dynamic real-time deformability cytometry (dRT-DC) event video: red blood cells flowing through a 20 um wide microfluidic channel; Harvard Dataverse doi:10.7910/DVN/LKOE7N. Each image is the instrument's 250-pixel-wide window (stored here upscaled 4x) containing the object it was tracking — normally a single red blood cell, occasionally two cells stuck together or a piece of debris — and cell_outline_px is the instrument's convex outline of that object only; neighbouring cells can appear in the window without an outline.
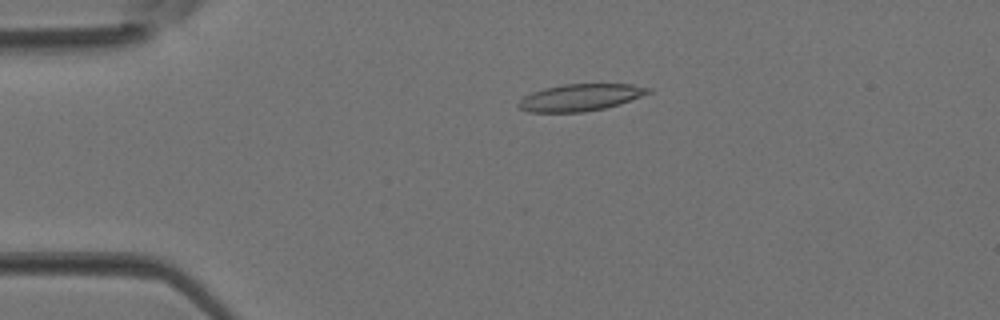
{"species": "Egyptian fruit bat (a non-hibernating species)", "species_latin": "Rousettus aegyptiacus", "temperature_condition": "room temperature", "stored_images_in_passage": 5, "camera_frame_rate_fps": 3000, "um_per_image_px": 0.085, "animal": {"sex": "female"}, "frame": {"image": 1, "passage_image": 3, "time_ms": 0.667, "image_size_px": [1000, 320], "cell_outline_px": [[652, 92], [620, 104], [604, 108], [584, 112], [528, 112], [520, 108], [516, 104], [524, 96], [532, 92], [544, 88], [564, 84], [632, 84], [652, 88]], "centroid_in_image_um": [49.34, 8.28], "position_along_channel_um": 35.7, "area_um2": 20.4}}
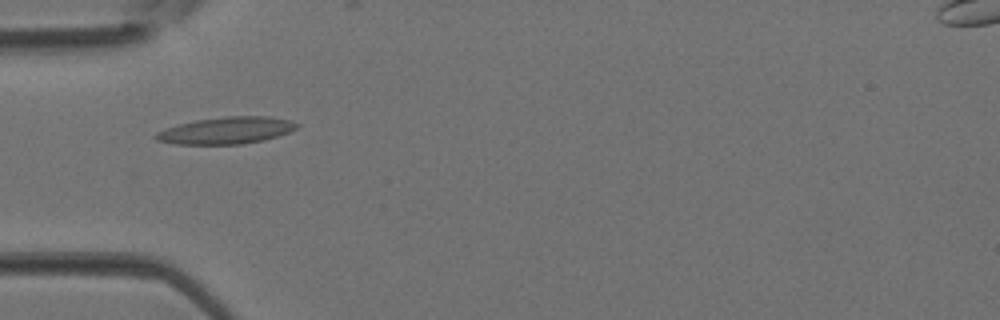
{"frame": {"image": 2, "passage_image": 4, "time_ms": 1.0, "image_size_px": [1000, 320], "cell_outline_px": [[300, 124], [296, 128], [288, 132], [264, 140], [240, 144], [176, 144], [156, 140], [152, 136], [156, 132], [164, 128], [196, 120], [228, 116], [272, 116], [288, 120]], "centroid_in_image_um": [19.2, 11.08], "position_along_channel_um": 65.8, "area_um2": 22.02}}
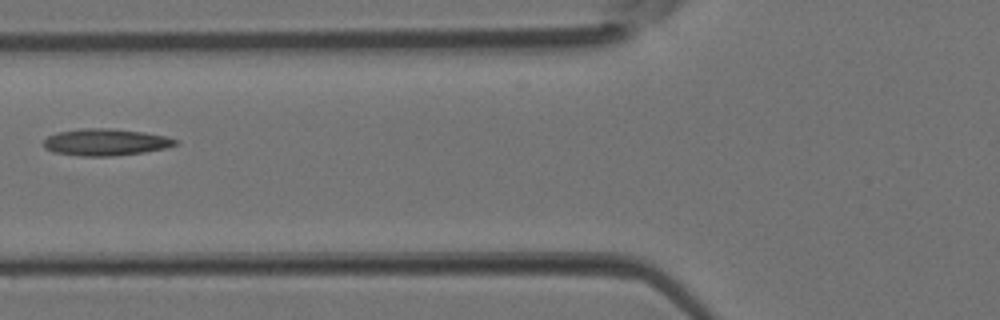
{"frame": {"image": 3, "passage_image": 5, "time_ms": 1.333, "image_size_px": [1000, 320], "cell_outline_px": [[180, 144], [168, 148], [144, 152], [112, 156], [80, 156], [52, 152], [44, 148], [44, 140], [48, 136], [56, 132], [84, 128], [112, 128], [144, 132], [164, 136], [176, 140]], "centroid_in_image_um": [8.97, 12.08], "position_along_channel_um": 116.8, "area_um2": 20.75}}